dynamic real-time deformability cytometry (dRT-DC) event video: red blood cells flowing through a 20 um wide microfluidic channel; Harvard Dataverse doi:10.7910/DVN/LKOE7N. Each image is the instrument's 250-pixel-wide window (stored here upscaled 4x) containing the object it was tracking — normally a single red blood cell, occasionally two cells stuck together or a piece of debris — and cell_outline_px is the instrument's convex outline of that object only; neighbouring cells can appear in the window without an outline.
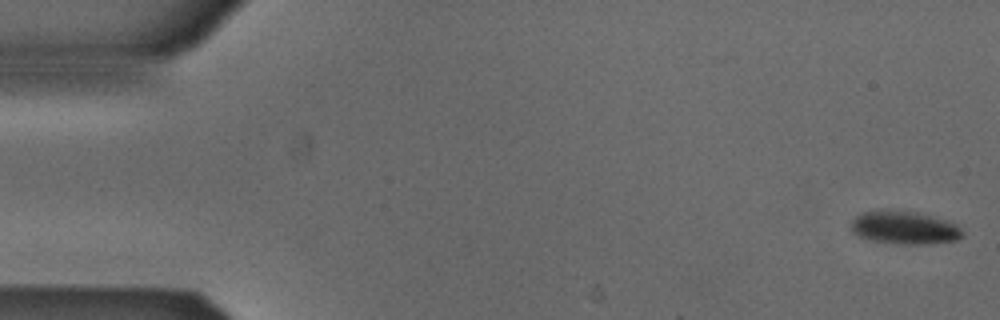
{"species": "Egyptian fruit bat (a non-hibernating species)", "species_latin": "Rousettus aegyptiacus", "temperature_condition": "cold", "stored_images_in_passage": 4, "camera_frame_rate_fps": 3000, "um_per_image_px": 0.085, "animal": {"sex": "male"}, "frame": {"image": 1, "passage_image": 1, "time_ms": 0.0, "image_size_px": [1000, 320], "cell_outline_px": [[964, 236], [956, 240], [924, 244], [904, 244], [872, 240], [860, 236], [852, 232], [852, 220], [856, 216], [864, 212], [884, 208], [916, 212], [944, 220], [956, 224], [964, 232]], "centroid_in_image_um": [76.87, 19.33], "position_along_channel_um": 8.1, "area_um2": 21.39}}
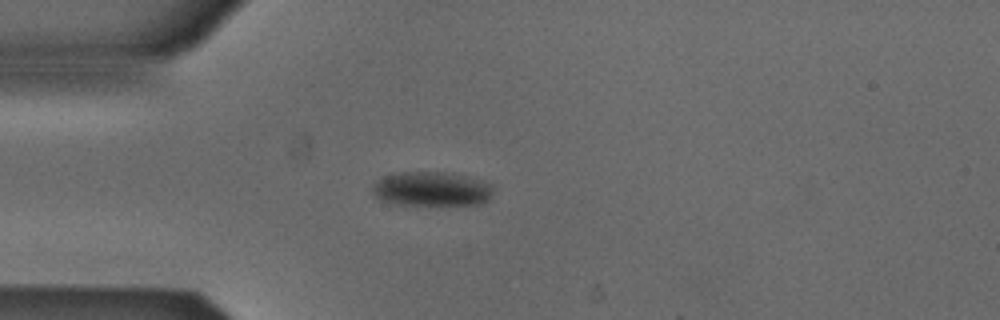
{"frame": {"image": 2, "passage_image": 4, "time_ms": 1.0, "image_size_px": [1000, 320], "cell_outline_px": [[492, 192], [488, 200], [480, 204], [392, 204], [380, 200], [372, 196], [372, 184], [384, 176], [400, 172], [452, 172], [468, 176], [492, 184]], "centroid_in_image_um": [36.65, 16.05], "position_along_channel_um": 48.4, "area_um2": 24.33}}